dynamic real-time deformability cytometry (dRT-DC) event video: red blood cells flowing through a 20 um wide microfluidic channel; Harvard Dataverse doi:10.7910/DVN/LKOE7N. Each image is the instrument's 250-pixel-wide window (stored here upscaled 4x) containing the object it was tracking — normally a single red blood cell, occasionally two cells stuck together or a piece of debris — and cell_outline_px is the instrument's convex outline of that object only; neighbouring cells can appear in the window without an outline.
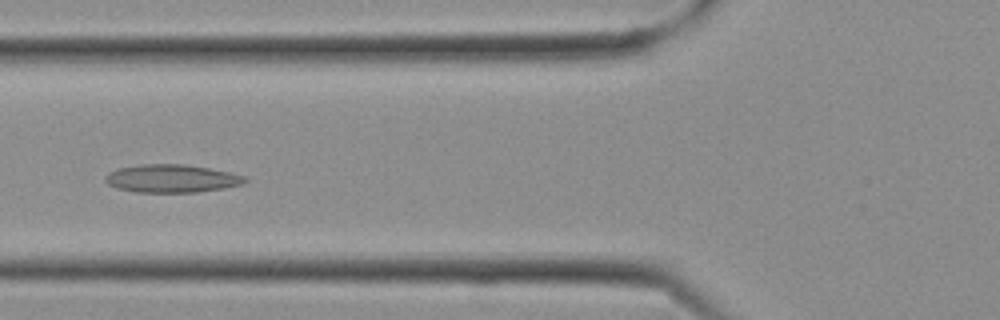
{"species": "Egyptian fruit bat (a non-hibernating species)", "species_latin": "Rousettus aegyptiacus", "temperature_condition": "cold", "stored_images_in_passage": 26, "camera_frame_rate_fps": 3000, "um_per_image_px": 0.085, "frame": {"image": 1, "passage_image": 9, "time_ms": 2.667, "image_size_px": [1000, 320], "cell_outline_px": [[248, 180], [244, 184], [224, 188], [196, 192], [136, 192], [116, 188], [108, 184], [104, 180], [108, 172], [116, 168], [140, 164], [184, 164], [208, 168], [228, 172], [244, 176]], "centroid_in_image_um": [14.56, 15.17], "position_along_channel_um": 111.2, "area_um2": 22.83}}
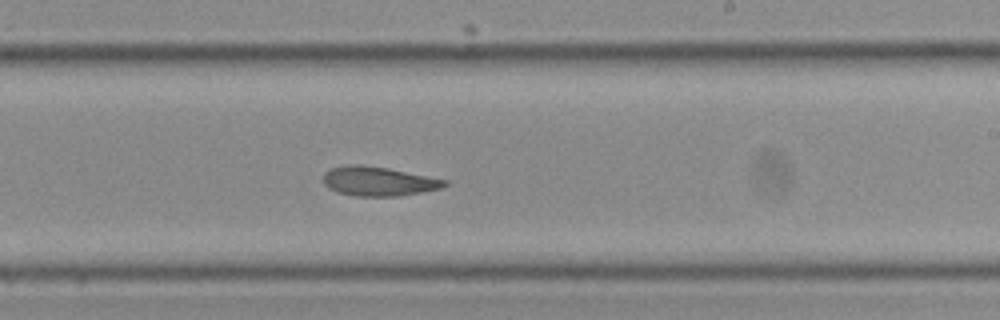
{"frame": {"image": 2, "passage_image": 15, "time_ms": 4.667, "image_size_px": [1000, 320], "cell_outline_px": [[448, 184], [440, 188], [420, 192], [396, 196], [356, 196], [336, 192], [328, 188], [324, 184], [324, 172], [328, 168], [348, 164], [360, 164], [388, 168], [448, 180]], "centroid_in_image_um": [32.12, 15.39], "position_along_channel_um": 256.9, "area_um2": 20.75}}
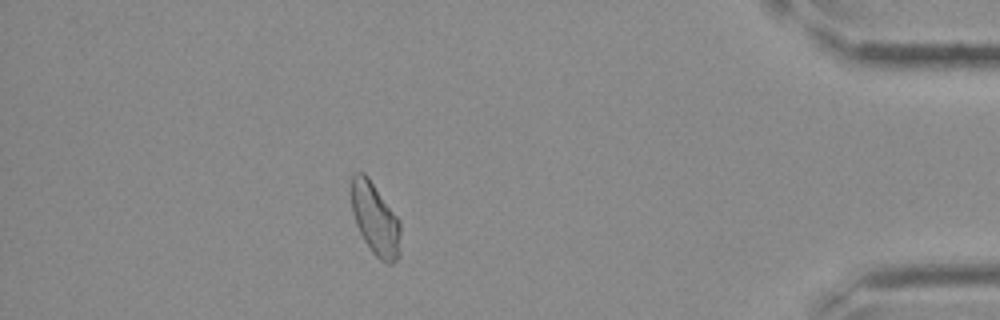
{"frame": {"image": 3, "passage_image": 23, "time_ms": 7.333, "image_size_px": [1000, 320], "cell_outline_px": [[400, 252], [396, 260], [392, 264], [388, 264], [380, 260], [372, 252], [364, 240], [356, 224], [352, 212], [352, 176], [356, 172], [364, 172], [368, 176], [400, 220]], "centroid_in_image_um": [31.91, 18.63], "position_along_channel_um": 403.3, "area_um2": 20.69}}